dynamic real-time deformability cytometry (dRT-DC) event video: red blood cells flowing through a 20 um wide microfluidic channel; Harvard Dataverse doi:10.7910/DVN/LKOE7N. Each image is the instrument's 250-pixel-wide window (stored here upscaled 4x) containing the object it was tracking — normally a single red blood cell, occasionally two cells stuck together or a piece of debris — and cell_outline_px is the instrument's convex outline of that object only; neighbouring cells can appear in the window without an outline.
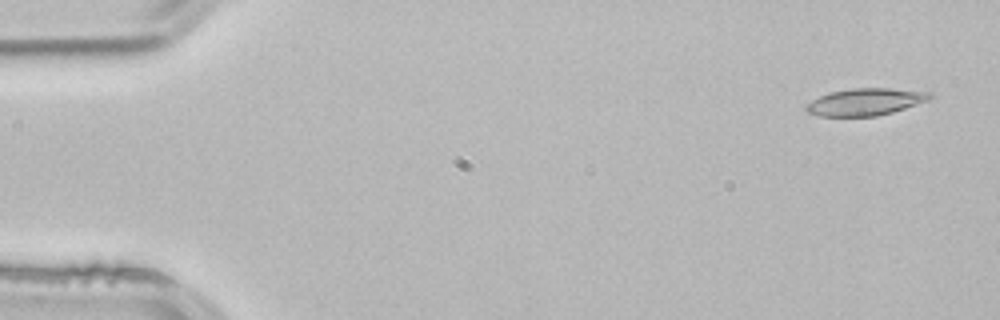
{"species": "common noctule bat (a hibernating species)", "species_latin": "Nyctalus noctula", "temperature_condition": "room temperature", "stored_images_in_passage": 3, "camera_frame_rate_fps": 3000, "um_per_image_px": 0.085, "animal": {"sex": "male", "body_mass_g": 21.5, "forearm_length_mm": 52.0}, "frame": {"image": 1, "passage_image": 1, "time_ms": 0.0, "image_size_px": [1000, 320], "cell_outline_px": [[932, 100], [892, 112], [876, 116], [820, 116], [808, 112], [804, 108], [804, 104], [828, 92], [852, 88], [892, 88], [932, 92]], "centroid_in_image_um": [73.58, 8.65], "position_along_channel_um": 11.4, "area_um2": 19.77}}
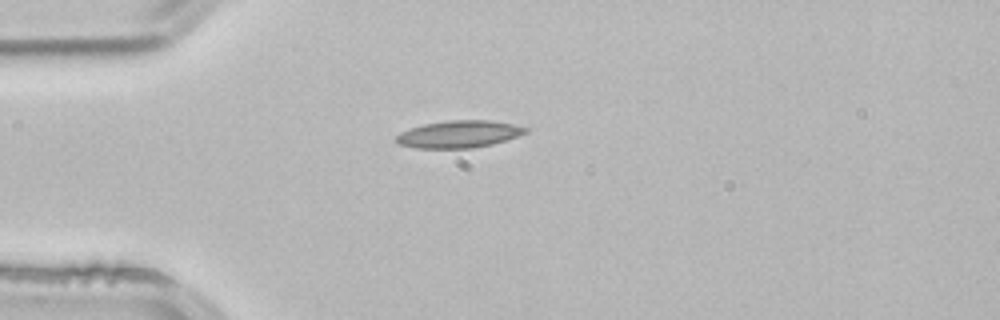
{"frame": {"image": 2, "passage_image": 3, "time_ms": 0.667, "image_size_px": [1000, 320], "cell_outline_px": [[528, 132], [492, 144], [472, 148], [416, 148], [400, 144], [396, 140], [396, 136], [400, 132], [424, 124], [448, 120], [488, 120], [512, 124], [528, 128]], "centroid_in_image_um": [39.0, 11.4], "position_along_channel_um": 46.0, "area_um2": 20.23}}